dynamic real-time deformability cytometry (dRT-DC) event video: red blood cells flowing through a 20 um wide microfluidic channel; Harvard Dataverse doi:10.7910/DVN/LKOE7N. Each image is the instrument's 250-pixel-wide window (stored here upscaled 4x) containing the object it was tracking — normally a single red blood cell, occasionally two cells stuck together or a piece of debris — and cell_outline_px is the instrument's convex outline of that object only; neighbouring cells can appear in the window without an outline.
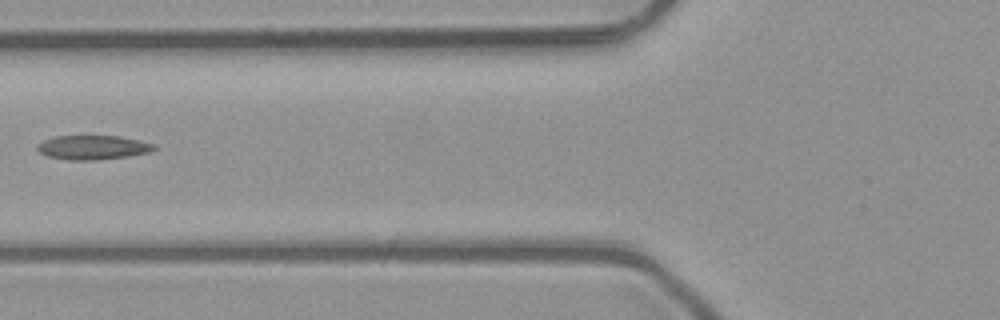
{"species": "common noctule bat (a hibernating species)", "species_latin": "Nyctalus noctula", "temperature_condition": "room temperature", "stored_images_in_passage": 4, "camera_frame_rate_fps": 3000, "um_per_image_px": 0.085, "animal": {"sex": "male", "body_mass_g": 23.1, "forearm_length_mm": 52.7}, "frame": {"image": 1, "passage_image": 3, "time_ms": 0.667, "image_size_px": [1000, 320], "cell_outline_px": [[156, 148], [148, 152], [128, 156], [96, 160], [68, 160], [48, 156], [40, 152], [36, 148], [36, 144], [44, 140], [56, 136], [120, 136], [152, 144]], "centroid_in_image_um": [7.83, 12.53], "position_along_channel_um": 118.0, "area_um2": 16.24}}
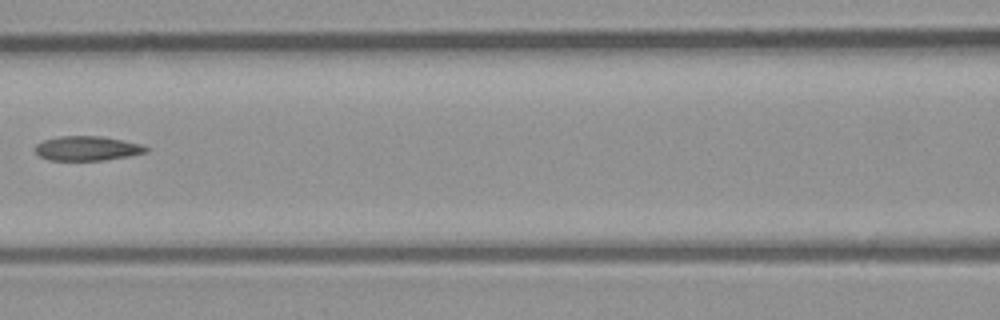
{"frame": {"image": 2, "passage_image": 4, "time_ms": 1.0, "image_size_px": [1000, 320], "cell_outline_px": [[148, 152], [128, 156], [104, 160], [48, 160], [40, 156], [32, 148], [36, 144], [44, 140], [60, 136], [104, 136], [140, 144], [148, 148]], "centroid_in_image_um": [7.38, 12.61], "position_along_channel_um": 159.2, "area_um2": 15.84}}